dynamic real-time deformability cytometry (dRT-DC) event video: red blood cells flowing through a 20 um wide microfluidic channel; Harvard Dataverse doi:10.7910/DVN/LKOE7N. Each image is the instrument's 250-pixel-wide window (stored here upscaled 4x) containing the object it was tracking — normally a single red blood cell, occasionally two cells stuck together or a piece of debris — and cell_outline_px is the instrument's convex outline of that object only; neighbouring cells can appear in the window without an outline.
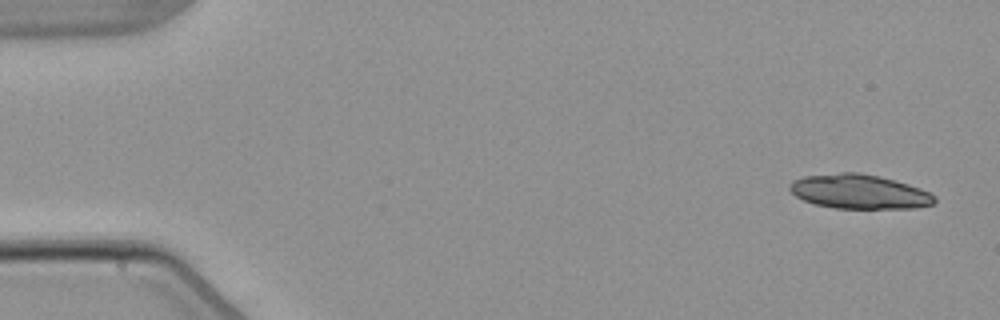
{"species": "common noctule bat (a hibernating species)", "species_latin": "Nyctalus noctula", "temperature_condition": "warm", "stored_images_in_passage": 6, "camera_frame_rate_fps": 3000, "um_per_image_px": 0.085, "animal": {"sex": "male", "body_mass_g": 21.5, "forearm_length_mm": 52.0}, "frame": {"image": 1, "passage_image": 1, "time_ms": 0.0, "image_size_px": [1000, 320], "cell_outline_px": [[936, 200], [932, 204], [916, 208], [836, 208], [816, 204], [804, 200], [796, 196], [788, 188], [788, 184], [792, 180], [804, 176], [840, 172], [860, 172], [880, 176], [908, 184], [920, 188], [936, 196]], "centroid_in_image_um": [73.02, 16.28], "position_along_channel_um": 12.0, "area_um2": 29.02}}